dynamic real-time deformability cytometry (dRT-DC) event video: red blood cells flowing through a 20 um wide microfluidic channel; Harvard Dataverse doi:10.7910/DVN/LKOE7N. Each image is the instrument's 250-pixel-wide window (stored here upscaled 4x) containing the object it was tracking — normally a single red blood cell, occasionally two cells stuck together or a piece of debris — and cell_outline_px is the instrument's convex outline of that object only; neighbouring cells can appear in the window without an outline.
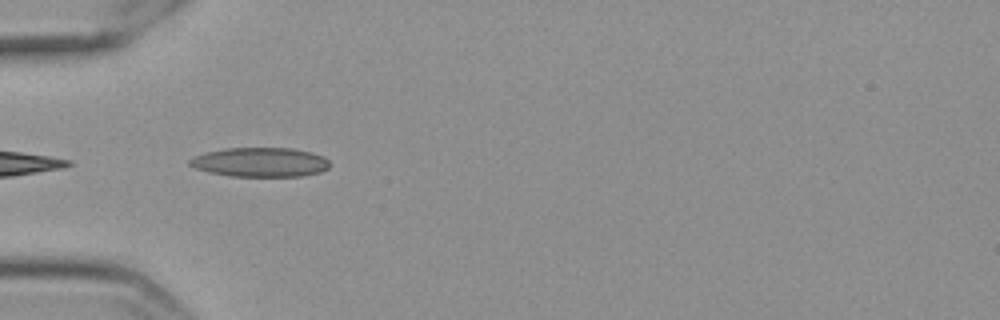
{"species": "Egyptian fruit bat (a non-hibernating species)", "species_latin": "Rousettus aegyptiacus", "temperature_condition": "cold", "stored_images_in_passage": 6, "camera_frame_rate_fps": 3000, "um_per_image_px": 0.085, "frame": {"image": 1, "passage_image": 1, "time_ms": 0.0, "image_size_px": [1000, 320], "cell_outline_px": [[328, 168], [320, 172], [304, 176], [228, 176], [208, 172], [196, 168], [188, 164], [188, 160], [192, 156], [224, 148], [292, 148], [312, 152], [324, 156], [328, 160]], "centroid_in_image_um": [22.11, 13.78], "position_along_channel_um": 62.9, "area_um2": 24.04}}